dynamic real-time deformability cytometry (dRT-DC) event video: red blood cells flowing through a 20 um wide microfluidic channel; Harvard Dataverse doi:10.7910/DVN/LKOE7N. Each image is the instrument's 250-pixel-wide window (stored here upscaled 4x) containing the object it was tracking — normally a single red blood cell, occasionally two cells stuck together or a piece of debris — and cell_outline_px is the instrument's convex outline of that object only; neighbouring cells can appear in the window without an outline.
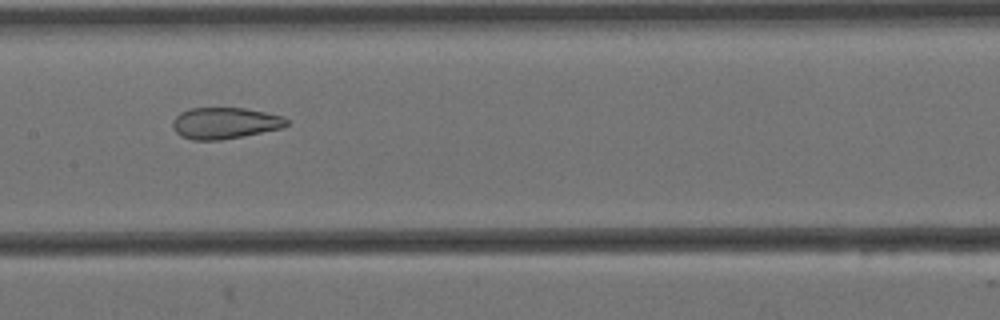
{"species": "Egyptian fruit bat (a non-hibernating species)", "species_latin": "Rousettus aegyptiacus", "temperature_condition": "cold", "stored_images_in_passage": 9, "camera_frame_rate_fps": 3000, "um_per_image_px": 0.085, "animal": {"sex": "female"}, "frame": {"image": 1, "passage_image": 8, "time_ms": 2.333, "image_size_px": [1000, 320], "cell_outline_px": [[288, 124], [280, 128], [220, 140], [192, 140], [180, 136], [172, 128], [172, 120], [180, 112], [188, 108], [244, 108], [284, 116], [288, 120]], "centroid_in_image_um": [19.05, 10.46], "position_along_channel_um": 188.3, "area_um2": 20.75}}
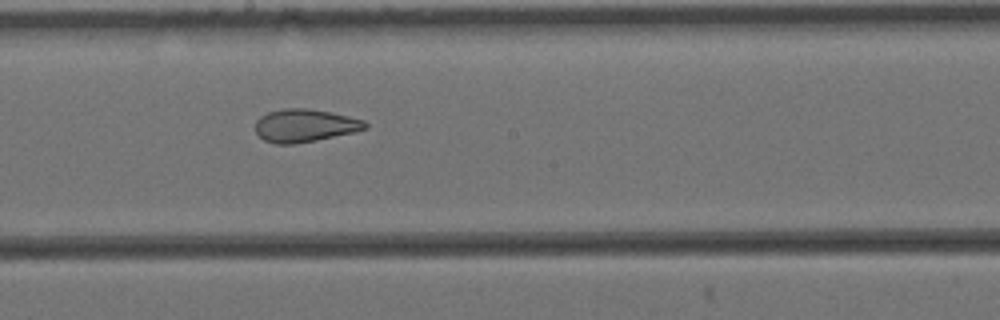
{"frame": {"image": 2, "passage_image": 9, "time_ms": 2.667, "image_size_px": [1000, 320], "cell_outline_px": [[368, 128], [352, 132], [316, 140], [296, 144], [276, 144], [264, 140], [256, 132], [256, 120], [260, 116], [268, 112], [280, 108], [308, 108], [348, 116], [364, 120], [368, 124]], "centroid_in_image_um": [25.88, 10.66], "position_along_channel_um": 222.3, "area_um2": 20.98}}